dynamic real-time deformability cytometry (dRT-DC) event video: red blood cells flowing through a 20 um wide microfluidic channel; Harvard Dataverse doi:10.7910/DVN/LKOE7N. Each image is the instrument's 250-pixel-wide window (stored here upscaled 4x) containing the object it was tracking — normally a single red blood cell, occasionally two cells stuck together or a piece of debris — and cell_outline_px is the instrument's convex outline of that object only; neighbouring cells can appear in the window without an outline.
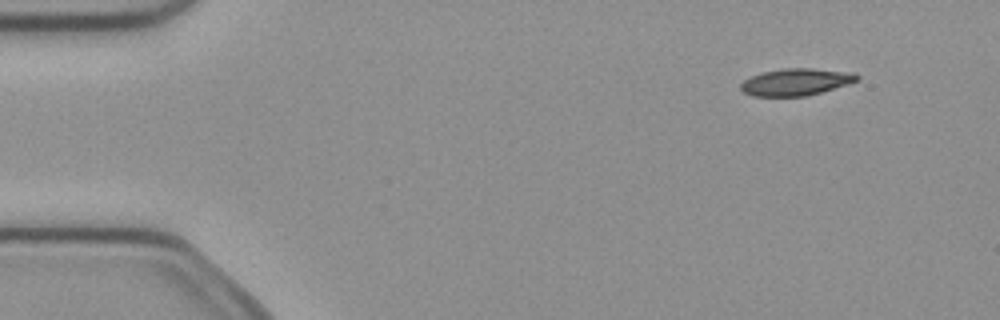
{"species": "common noctule bat (a hibernating species)", "species_latin": "Nyctalus noctula", "temperature_condition": "cold", "stored_images_in_passage": 5, "camera_frame_rate_fps": 3000, "um_per_image_px": 0.085, "animal": {"sex": "female", "body_mass_g": 21.9}, "frame": {"image": 1, "passage_image": 2, "time_ms": 0.333, "image_size_px": [1000, 320], "cell_outline_px": [[860, 80], [848, 84], [808, 96], [752, 96], [744, 92], [740, 88], [740, 84], [744, 80], [760, 72], [784, 68], [812, 68], [852, 72], [860, 76]], "centroid_in_image_um": [67.67, 6.96], "position_along_channel_um": 17.3, "area_um2": 18.44}}